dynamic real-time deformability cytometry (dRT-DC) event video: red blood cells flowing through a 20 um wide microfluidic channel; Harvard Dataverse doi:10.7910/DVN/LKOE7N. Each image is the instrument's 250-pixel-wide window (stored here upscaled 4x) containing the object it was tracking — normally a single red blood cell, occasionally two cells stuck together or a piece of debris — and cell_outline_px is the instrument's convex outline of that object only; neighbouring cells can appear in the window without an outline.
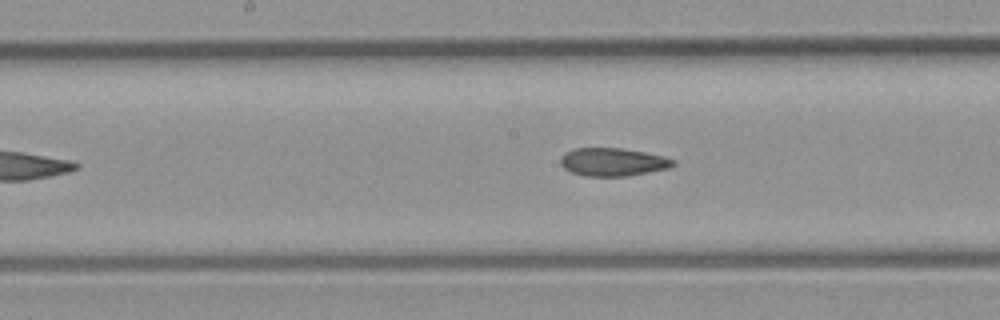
{"species": "common noctule bat (a hibernating species)", "species_latin": "Nyctalus noctula", "temperature_condition": "room temperature", "stored_images_in_passage": 9, "camera_frame_rate_fps": 3000, "um_per_image_px": 0.085, "animal": {"sex": "male", "body_mass_g": 23.1, "forearm_length_mm": 52.7}, "frame": {"image": 1, "passage_image": 7, "time_ms": 2.0, "image_size_px": [1000, 320], "cell_outline_px": [[676, 164], [668, 168], [628, 176], [584, 176], [572, 172], [564, 168], [560, 164], [560, 156], [564, 152], [576, 148], [620, 148], [644, 152], [664, 156], [676, 160]], "centroid_in_image_um": [52.08, 13.76], "position_along_channel_um": 196.1, "area_um2": 18.5}}